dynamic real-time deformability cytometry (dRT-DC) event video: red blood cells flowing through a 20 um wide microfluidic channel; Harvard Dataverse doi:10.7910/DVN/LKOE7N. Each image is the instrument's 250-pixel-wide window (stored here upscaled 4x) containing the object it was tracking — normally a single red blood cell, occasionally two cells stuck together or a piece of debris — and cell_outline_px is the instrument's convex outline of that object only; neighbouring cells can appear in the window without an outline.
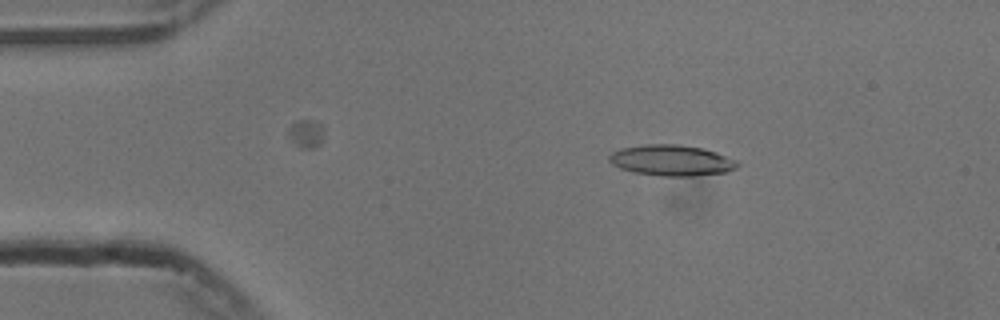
{"species": "common noctule bat (a hibernating species)", "species_latin": "Nyctalus noctula", "temperature_condition": "cold", "stored_images_in_passage": 48, "camera_frame_rate_fps": 3000, "um_per_image_px": 0.085, "animal": {"sex": "male", "body_mass_g": 13.3}, "frame": {"image": 1, "passage_image": 8, "time_ms": 2.333, "image_size_px": [1000, 320], "cell_outline_px": [[740, 164], [736, 168], [728, 172], [692, 176], [660, 176], [636, 172], [620, 168], [612, 164], [608, 160], [608, 156], [612, 152], [620, 148], [644, 144], [680, 144], [704, 148], [716, 152], [736, 160]], "centroid_in_image_um": [57.09, 13.62], "position_along_channel_um": 27.9, "area_um2": 23.24}}
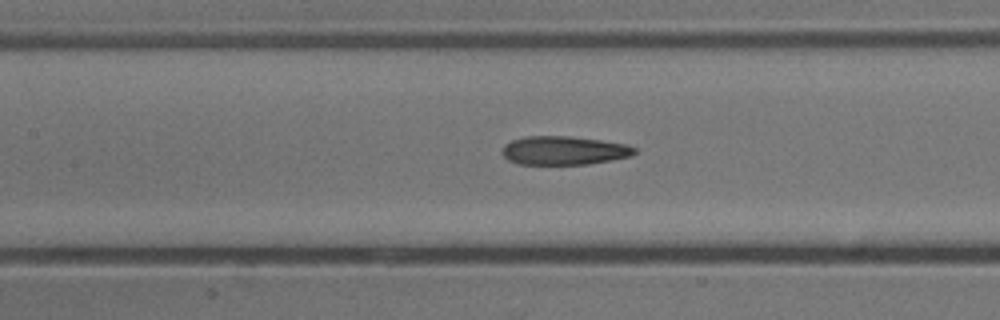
{"frame": {"image": 2, "passage_image": 23, "time_ms": 7.333, "image_size_px": [1000, 320], "cell_outline_px": [[636, 152], [632, 156], [588, 164], [516, 164], [508, 160], [500, 152], [504, 144], [512, 140], [528, 136], [568, 136], [600, 140], [628, 144], [636, 148]], "centroid_in_image_um": [47.92, 12.79], "position_along_channel_um": 159.5, "area_um2": 22.2}}
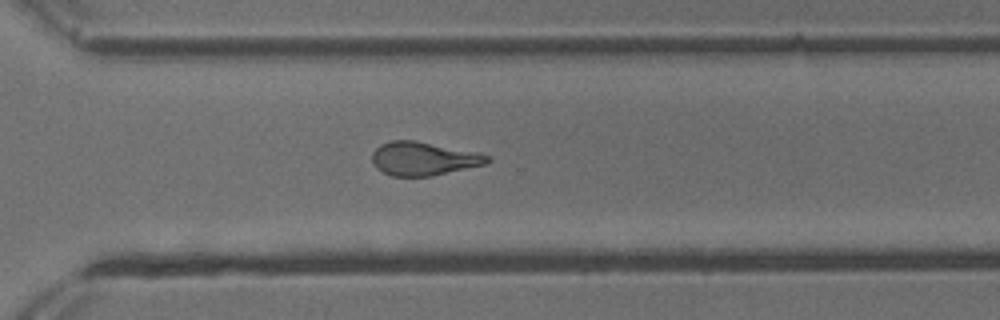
{"frame": {"image": 3, "passage_image": 37, "time_ms": 12.0, "image_size_px": [1000, 320], "cell_outline_px": [[492, 160], [484, 164], [432, 176], [392, 176], [376, 168], [372, 160], [372, 152], [380, 144], [392, 140], [416, 140], [480, 152], [488, 156]], "centroid_in_image_um": [36.0, 13.47], "position_along_channel_um": 334.6, "area_um2": 22.6}, "authors_computed_cell_mechanics": {"area_um2": 22.6287, "velocity_mm_per_s": 3.7789, "shape_relaxation_time_tau1_ms": 8.683, "shape_relaxation_time_tau2_ms": 2.3462, "deformation_change_tau1": 0.223, "deformation_change_tau2": 0.1139}}